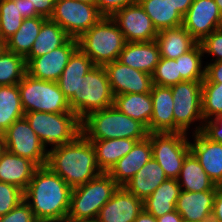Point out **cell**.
I'll return each mask as SVG.
<instances>
[{
	"label": "cell",
	"instance_id": "6da1fadb",
	"mask_svg": "<svg viewBox=\"0 0 222 222\" xmlns=\"http://www.w3.org/2000/svg\"><path fill=\"white\" fill-rule=\"evenodd\" d=\"M71 191L72 188L45 165L35 169L23 199L38 222H60L67 218Z\"/></svg>",
	"mask_w": 222,
	"mask_h": 222
},
{
	"label": "cell",
	"instance_id": "7a4b0ae2",
	"mask_svg": "<svg viewBox=\"0 0 222 222\" xmlns=\"http://www.w3.org/2000/svg\"><path fill=\"white\" fill-rule=\"evenodd\" d=\"M46 165L71 188L85 184L103 173L97 164L91 141L82 133L70 143L49 149Z\"/></svg>",
	"mask_w": 222,
	"mask_h": 222
},
{
	"label": "cell",
	"instance_id": "3957f363",
	"mask_svg": "<svg viewBox=\"0 0 222 222\" xmlns=\"http://www.w3.org/2000/svg\"><path fill=\"white\" fill-rule=\"evenodd\" d=\"M81 133L88 140L128 138L142 141L148 137L147 128L120 112L114 105L88 114L81 120Z\"/></svg>",
	"mask_w": 222,
	"mask_h": 222
},
{
	"label": "cell",
	"instance_id": "277c9868",
	"mask_svg": "<svg viewBox=\"0 0 222 222\" xmlns=\"http://www.w3.org/2000/svg\"><path fill=\"white\" fill-rule=\"evenodd\" d=\"M78 47L89 56L96 66L118 60L126 40L116 22L104 16L78 39Z\"/></svg>",
	"mask_w": 222,
	"mask_h": 222
},
{
	"label": "cell",
	"instance_id": "5b68a950",
	"mask_svg": "<svg viewBox=\"0 0 222 222\" xmlns=\"http://www.w3.org/2000/svg\"><path fill=\"white\" fill-rule=\"evenodd\" d=\"M118 187L114 179L103 172L87 183L72 188L67 218L96 221L101 207Z\"/></svg>",
	"mask_w": 222,
	"mask_h": 222
},
{
	"label": "cell",
	"instance_id": "8992f818",
	"mask_svg": "<svg viewBox=\"0 0 222 222\" xmlns=\"http://www.w3.org/2000/svg\"><path fill=\"white\" fill-rule=\"evenodd\" d=\"M68 102L72 112L80 120L91 112L113 106L114 95L104 67L95 65L82 76L78 84V94H74Z\"/></svg>",
	"mask_w": 222,
	"mask_h": 222
},
{
	"label": "cell",
	"instance_id": "52a82bcc",
	"mask_svg": "<svg viewBox=\"0 0 222 222\" xmlns=\"http://www.w3.org/2000/svg\"><path fill=\"white\" fill-rule=\"evenodd\" d=\"M21 105L26 112H72L68 99L57 82L40 80L25 74L18 83Z\"/></svg>",
	"mask_w": 222,
	"mask_h": 222
},
{
	"label": "cell",
	"instance_id": "ba28073f",
	"mask_svg": "<svg viewBox=\"0 0 222 222\" xmlns=\"http://www.w3.org/2000/svg\"><path fill=\"white\" fill-rule=\"evenodd\" d=\"M24 117L45 147L72 142L81 133V120L74 112H26Z\"/></svg>",
	"mask_w": 222,
	"mask_h": 222
},
{
	"label": "cell",
	"instance_id": "9c48e42d",
	"mask_svg": "<svg viewBox=\"0 0 222 222\" xmlns=\"http://www.w3.org/2000/svg\"><path fill=\"white\" fill-rule=\"evenodd\" d=\"M152 158L164 170L167 178L177 179L185 157L191 152L186 133H149Z\"/></svg>",
	"mask_w": 222,
	"mask_h": 222
},
{
	"label": "cell",
	"instance_id": "30bf717a",
	"mask_svg": "<svg viewBox=\"0 0 222 222\" xmlns=\"http://www.w3.org/2000/svg\"><path fill=\"white\" fill-rule=\"evenodd\" d=\"M103 17L96 5L77 0H56L50 19L58 23L71 38L78 39Z\"/></svg>",
	"mask_w": 222,
	"mask_h": 222
},
{
	"label": "cell",
	"instance_id": "8fae6325",
	"mask_svg": "<svg viewBox=\"0 0 222 222\" xmlns=\"http://www.w3.org/2000/svg\"><path fill=\"white\" fill-rule=\"evenodd\" d=\"M173 95L174 132L186 133L190 124L203 120L202 81H183L170 86Z\"/></svg>",
	"mask_w": 222,
	"mask_h": 222
},
{
	"label": "cell",
	"instance_id": "7c38bea8",
	"mask_svg": "<svg viewBox=\"0 0 222 222\" xmlns=\"http://www.w3.org/2000/svg\"><path fill=\"white\" fill-rule=\"evenodd\" d=\"M1 138L5 149L10 153L29 159L37 167L46 165L48 150L25 117L17 119L1 135Z\"/></svg>",
	"mask_w": 222,
	"mask_h": 222
},
{
	"label": "cell",
	"instance_id": "4fadbf2b",
	"mask_svg": "<svg viewBox=\"0 0 222 222\" xmlns=\"http://www.w3.org/2000/svg\"><path fill=\"white\" fill-rule=\"evenodd\" d=\"M111 18L124 34L126 42L154 41L158 31L143 7L136 2L116 11Z\"/></svg>",
	"mask_w": 222,
	"mask_h": 222
},
{
	"label": "cell",
	"instance_id": "5bb4252c",
	"mask_svg": "<svg viewBox=\"0 0 222 222\" xmlns=\"http://www.w3.org/2000/svg\"><path fill=\"white\" fill-rule=\"evenodd\" d=\"M78 48V40L70 38L63 46L40 57L25 58L27 74L31 77L57 82L69 58Z\"/></svg>",
	"mask_w": 222,
	"mask_h": 222
},
{
	"label": "cell",
	"instance_id": "9a60e30c",
	"mask_svg": "<svg viewBox=\"0 0 222 222\" xmlns=\"http://www.w3.org/2000/svg\"><path fill=\"white\" fill-rule=\"evenodd\" d=\"M182 26L200 43L222 27V13L214 0H194L183 17Z\"/></svg>",
	"mask_w": 222,
	"mask_h": 222
},
{
	"label": "cell",
	"instance_id": "2e32d148",
	"mask_svg": "<svg viewBox=\"0 0 222 222\" xmlns=\"http://www.w3.org/2000/svg\"><path fill=\"white\" fill-rule=\"evenodd\" d=\"M103 67L107 73L114 96L127 93L151 92L153 81L150 74L131 68L118 60L107 63Z\"/></svg>",
	"mask_w": 222,
	"mask_h": 222
},
{
	"label": "cell",
	"instance_id": "e0dca14e",
	"mask_svg": "<svg viewBox=\"0 0 222 222\" xmlns=\"http://www.w3.org/2000/svg\"><path fill=\"white\" fill-rule=\"evenodd\" d=\"M143 210V201L124 187H118L101 207L96 222H134Z\"/></svg>",
	"mask_w": 222,
	"mask_h": 222
},
{
	"label": "cell",
	"instance_id": "ac0fdd59",
	"mask_svg": "<svg viewBox=\"0 0 222 222\" xmlns=\"http://www.w3.org/2000/svg\"><path fill=\"white\" fill-rule=\"evenodd\" d=\"M216 190L188 192L181 190L176 211L186 222H211Z\"/></svg>",
	"mask_w": 222,
	"mask_h": 222
},
{
	"label": "cell",
	"instance_id": "d6986e66",
	"mask_svg": "<svg viewBox=\"0 0 222 222\" xmlns=\"http://www.w3.org/2000/svg\"><path fill=\"white\" fill-rule=\"evenodd\" d=\"M190 151L216 186H222V143L211 141L202 132L193 133Z\"/></svg>",
	"mask_w": 222,
	"mask_h": 222
},
{
	"label": "cell",
	"instance_id": "ffe728a7",
	"mask_svg": "<svg viewBox=\"0 0 222 222\" xmlns=\"http://www.w3.org/2000/svg\"><path fill=\"white\" fill-rule=\"evenodd\" d=\"M151 158L152 148L147 137L138 141L124 157L118 160L108 174L119 187H123Z\"/></svg>",
	"mask_w": 222,
	"mask_h": 222
},
{
	"label": "cell",
	"instance_id": "44dd1931",
	"mask_svg": "<svg viewBox=\"0 0 222 222\" xmlns=\"http://www.w3.org/2000/svg\"><path fill=\"white\" fill-rule=\"evenodd\" d=\"M150 96L152 99V117L148 126V132H174V101L171 87L153 84Z\"/></svg>",
	"mask_w": 222,
	"mask_h": 222
},
{
	"label": "cell",
	"instance_id": "7402d4cb",
	"mask_svg": "<svg viewBox=\"0 0 222 222\" xmlns=\"http://www.w3.org/2000/svg\"><path fill=\"white\" fill-rule=\"evenodd\" d=\"M160 59V52L157 42H126L119 54L118 61L131 68L141 70L150 75Z\"/></svg>",
	"mask_w": 222,
	"mask_h": 222
},
{
	"label": "cell",
	"instance_id": "603a6c76",
	"mask_svg": "<svg viewBox=\"0 0 222 222\" xmlns=\"http://www.w3.org/2000/svg\"><path fill=\"white\" fill-rule=\"evenodd\" d=\"M36 168L37 166L29 159L5 149L0 157V181L14 185L24 192Z\"/></svg>",
	"mask_w": 222,
	"mask_h": 222
},
{
	"label": "cell",
	"instance_id": "cb8c5ba5",
	"mask_svg": "<svg viewBox=\"0 0 222 222\" xmlns=\"http://www.w3.org/2000/svg\"><path fill=\"white\" fill-rule=\"evenodd\" d=\"M167 176L158 162L151 158L123 187L144 201L157 189Z\"/></svg>",
	"mask_w": 222,
	"mask_h": 222
},
{
	"label": "cell",
	"instance_id": "d4e9b609",
	"mask_svg": "<svg viewBox=\"0 0 222 222\" xmlns=\"http://www.w3.org/2000/svg\"><path fill=\"white\" fill-rule=\"evenodd\" d=\"M181 187L178 180L167 178L155 191L143 201V210L155 218L176 210Z\"/></svg>",
	"mask_w": 222,
	"mask_h": 222
},
{
	"label": "cell",
	"instance_id": "484cf974",
	"mask_svg": "<svg viewBox=\"0 0 222 222\" xmlns=\"http://www.w3.org/2000/svg\"><path fill=\"white\" fill-rule=\"evenodd\" d=\"M155 41L160 57L167 59H177L198 43L183 26L159 31Z\"/></svg>",
	"mask_w": 222,
	"mask_h": 222
},
{
	"label": "cell",
	"instance_id": "4316f807",
	"mask_svg": "<svg viewBox=\"0 0 222 222\" xmlns=\"http://www.w3.org/2000/svg\"><path fill=\"white\" fill-rule=\"evenodd\" d=\"M95 65L92 60L79 47L73 52L69 61L57 81L60 90L69 100L74 94H78V84L82 76H85Z\"/></svg>",
	"mask_w": 222,
	"mask_h": 222
},
{
	"label": "cell",
	"instance_id": "83f0119b",
	"mask_svg": "<svg viewBox=\"0 0 222 222\" xmlns=\"http://www.w3.org/2000/svg\"><path fill=\"white\" fill-rule=\"evenodd\" d=\"M90 141L95 149L99 169L105 173H108L118 160L124 157L138 142V140L128 138Z\"/></svg>",
	"mask_w": 222,
	"mask_h": 222
},
{
	"label": "cell",
	"instance_id": "f1b7e54d",
	"mask_svg": "<svg viewBox=\"0 0 222 222\" xmlns=\"http://www.w3.org/2000/svg\"><path fill=\"white\" fill-rule=\"evenodd\" d=\"M177 180L183 191L202 192L207 190H217V186L204 171L198 159L192 152L185 157Z\"/></svg>",
	"mask_w": 222,
	"mask_h": 222
},
{
	"label": "cell",
	"instance_id": "f546056e",
	"mask_svg": "<svg viewBox=\"0 0 222 222\" xmlns=\"http://www.w3.org/2000/svg\"><path fill=\"white\" fill-rule=\"evenodd\" d=\"M113 105L120 112L142 123L148 130L152 117V99L150 93L115 95Z\"/></svg>",
	"mask_w": 222,
	"mask_h": 222
},
{
	"label": "cell",
	"instance_id": "4dcf8cb0",
	"mask_svg": "<svg viewBox=\"0 0 222 222\" xmlns=\"http://www.w3.org/2000/svg\"><path fill=\"white\" fill-rule=\"evenodd\" d=\"M71 37L55 21L47 18L34 41L30 53L25 58L40 57L63 46Z\"/></svg>",
	"mask_w": 222,
	"mask_h": 222
},
{
	"label": "cell",
	"instance_id": "1f68e13d",
	"mask_svg": "<svg viewBox=\"0 0 222 222\" xmlns=\"http://www.w3.org/2000/svg\"><path fill=\"white\" fill-rule=\"evenodd\" d=\"M46 19L42 16L24 18L17 32L4 42V47L25 58L30 53L32 45Z\"/></svg>",
	"mask_w": 222,
	"mask_h": 222
},
{
	"label": "cell",
	"instance_id": "d6a6232c",
	"mask_svg": "<svg viewBox=\"0 0 222 222\" xmlns=\"http://www.w3.org/2000/svg\"><path fill=\"white\" fill-rule=\"evenodd\" d=\"M159 32L163 29L182 26L183 16L166 0H138Z\"/></svg>",
	"mask_w": 222,
	"mask_h": 222
},
{
	"label": "cell",
	"instance_id": "836d02e7",
	"mask_svg": "<svg viewBox=\"0 0 222 222\" xmlns=\"http://www.w3.org/2000/svg\"><path fill=\"white\" fill-rule=\"evenodd\" d=\"M20 91L17 85L0 86V136L17 119L24 117Z\"/></svg>",
	"mask_w": 222,
	"mask_h": 222
},
{
	"label": "cell",
	"instance_id": "e575fe53",
	"mask_svg": "<svg viewBox=\"0 0 222 222\" xmlns=\"http://www.w3.org/2000/svg\"><path fill=\"white\" fill-rule=\"evenodd\" d=\"M26 73L25 58L3 47L0 51V86L17 85Z\"/></svg>",
	"mask_w": 222,
	"mask_h": 222
},
{
	"label": "cell",
	"instance_id": "d590c367",
	"mask_svg": "<svg viewBox=\"0 0 222 222\" xmlns=\"http://www.w3.org/2000/svg\"><path fill=\"white\" fill-rule=\"evenodd\" d=\"M204 55L200 43L176 59L181 78L184 81H203L205 79V66H202ZM203 67V69H201Z\"/></svg>",
	"mask_w": 222,
	"mask_h": 222
},
{
	"label": "cell",
	"instance_id": "8d00e7d4",
	"mask_svg": "<svg viewBox=\"0 0 222 222\" xmlns=\"http://www.w3.org/2000/svg\"><path fill=\"white\" fill-rule=\"evenodd\" d=\"M23 20L19 0H0V37L3 42L17 32Z\"/></svg>",
	"mask_w": 222,
	"mask_h": 222
},
{
	"label": "cell",
	"instance_id": "74e56055",
	"mask_svg": "<svg viewBox=\"0 0 222 222\" xmlns=\"http://www.w3.org/2000/svg\"><path fill=\"white\" fill-rule=\"evenodd\" d=\"M202 116L204 121L222 114V83H202Z\"/></svg>",
	"mask_w": 222,
	"mask_h": 222
},
{
	"label": "cell",
	"instance_id": "f35d334b",
	"mask_svg": "<svg viewBox=\"0 0 222 222\" xmlns=\"http://www.w3.org/2000/svg\"><path fill=\"white\" fill-rule=\"evenodd\" d=\"M151 76L153 84L158 86L170 87L184 81L181 78L176 59H167L164 57H160Z\"/></svg>",
	"mask_w": 222,
	"mask_h": 222
},
{
	"label": "cell",
	"instance_id": "ab89813d",
	"mask_svg": "<svg viewBox=\"0 0 222 222\" xmlns=\"http://www.w3.org/2000/svg\"><path fill=\"white\" fill-rule=\"evenodd\" d=\"M24 192L11 184L0 181V217L14 209L23 199Z\"/></svg>",
	"mask_w": 222,
	"mask_h": 222
},
{
	"label": "cell",
	"instance_id": "60d3db41",
	"mask_svg": "<svg viewBox=\"0 0 222 222\" xmlns=\"http://www.w3.org/2000/svg\"><path fill=\"white\" fill-rule=\"evenodd\" d=\"M200 45L203 53L216 56V59H212V61L215 60L213 62L222 61V27L205 37L200 42Z\"/></svg>",
	"mask_w": 222,
	"mask_h": 222
},
{
	"label": "cell",
	"instance_id": "b9f144b4",
	"mask_svg": "<svg viewBox=\"0 0 222 222\" xmlns=\"http://www.w3.org/2000/svg\"><path fill=\"white\" fill-rule=\"evenodd\" d=\"M0 222H38L30 206L22 200L14 209L0 217Z\"/></svg>",
	"mask_w": 222,
	"mask_h": 222
},
{
	"label": "cell",
	"instance_id": "7bdbcfd3",
	"mask_svg": "<svg viewBox=\"0 0 222 222\" xmlns=\"http://www.w3.org/2000/svg\"><path fill=\"white\" fill-rule=\"evenodd\" d=\"M202 132L211 141L222 143V114L213 119L204 121L196 127L195 133Z\"/></svg>",
	"mask_w": 222,
	"mask_h": 222
},
{
	"label": "cell",
	"instance_id": "ee69618b",
	"mask_svg": "<svg viewBox=\"0 0 222 222\" xmlns=\"http://www.w3.org/2000/svg\"><path fill=\"white\" fill-rule=\"evenodd\" d=\"M136 2L138 0H96V6L104 16L111 17L116 11Z\"/></svg>",
	"mask_w": 222,
	"mask_h": 222
},
{
	"label": "cell",
	"instance_id": "f6af8a7d",
	"mask_svg": "<svg viewBox=\"0 0 222 222\" xmlns=\"http://www.w3.org/2000/svg\"><path fill=\"white\" fill-rule=\"evenodd\" d=\"M206 65L205 79L202 83H222V61L211 62Z\"/></svg>",
	"mask_w": 222,
	"mask_h": 222
},
{
	"label": "cell",
	"instance_id": "bcb514c9",
	"mask_svg": "<svg viewBox=\"0 0 222 222\" xmlns=\"http://www.w3.org/2000/svg\"><path fill=\"white\" fill-rule=\"evenodd\" d=\"M31 5V9H35L36 12L45 18H50L56 0H28Z\"/></svg>",
	"mask_w": 222,
	"mask_h": 222
},
{
	"label": "cell",
	"instance_id": "7dc6e473",
	"mask_svg": "<svg viewBox=\"0 0 222 222\" xmlns=\"http://www.w3.org/2000/svg\"><path fill=\"white\" fill-rule=\"evenodd\" d=\"M211 222H222V186H217Z\"/></svg>",
	"mask_w": 222,
	"mask_h": 222
},
{
	"label": "cell",
	"instance_id": "c3c4849f",
	"mask_svg": "<svg viewBox=\"0 0 222 222\" xmlns=\"http://www.w3.org/2000/svg\"><path fill=\"white\" fill-rule=\"evenodd\" d=\"M174 10L179 11V13L184 17L188 9L190 8L194 0H166Z\"/></svg>",
	"mask_w": 222,
	"mask_h": 222
},
{
	"label": "cell",
	"instance_id": "681fc988",
	"mask_svg": "<svg viewBox=\"0 0 222 222\" xmlns=\"http://www.w3.org/2000/svg\"><path fill=\"white\" fill-rule=\"evenodd\" d=\"M20 13L24 18H33L40 16L35 9H31V5L28 0H19Z\"/></svg>",
	"mask_w": 222,
	"mask_h": 222
},
{
	"label": "cell",
	"instance_id": "f907efd6",
	"mask_svg": "<svg viewBox=\"0 0 222 222\" xmlns=\"http://www.w3.org/2000/svg\"><path fill=\"white\" fill-rule=\"evenodd\" d=\"M157 222H183L181 215L175 210L157 218Z\"/></svg>",
	"mask_w": 222,
	"mask_h": 222
},
{
	"label": "cell",
	"instance_id": "816d5d0a",
	"mask_svg": "<svg viewBox=\"0 0 222 222\" xmlns=\"http://www.w3.org/2000/svg\"><path fill=\"white\" fill-rule=\"evenodd\" d=\"M134 222H157V218L142 210V212L137 216V219Z\"/></svg>",
	"mask_w": 222,
	"mask_h": 222
},
{
	"label": "cell",
	"instance_id": "f5cc1de1",
	"mask_svg": "<svg viewBox=\"0 0 222 222\" xmlns=\"http://www.w3.org/2000/svg\"><path fill=\"white\" fill-rule=\"evenodd\" d=\"M64 222H96V221L73 220V219L66 218V219L64 220Z\"/></svg>",
	"mask_w": 222,
	"mask_h": 222
},
{
	"label": "cell",
	"instance_id": "db71d44e",
	"mask_svg": "<svg viewBox=\"0 0 222 222\" xmlns=\"http://www.w3.org/2000/svg\"><path fill=\"white\" fill-rule=\"evenodd\" d=\"M4 150H5V146H4L3 140L0 136V157H1V154L4 152Z\"/></svg>",
	"mask_w": 222,
	"mask_h": 222
},
{
	"label": "cell",
	"instance_id": "11a10c76",
	"mask_svg": "<svg viewBox=\"0 0 222 222\" xmlns=\"http://www.w3.org/2000/svg\"><path fill=\"white\" fill-rule=\"evenodd\" d=\"M77 1L87 3V4L96 5V0H77Z\"/></svg>",
	"mask_w": 222,
	"mask_h": 222
},
{
	"label": "cell",
	"instance_id": "9f6ffc18",
	"mask_svg": "<svg viewBox=\"0 0 222 222\" xmlns=\"http://www.w3.org/2000/svg\"><path fill=\"white\" fill-rule=\"evenodd\" d=\"M220 10V12L222 13V0H214Z\"/></svg>",
	"mask_w": 222,
	"mask_h": 222
},
{
	"label": "cell",
	"instance_id": "6f0895ef",
	"mask_svg": "<svg viewBox=\"0 0 222 222\" xmlns=\"http://www.w3.org/2000/svg\"><path fill=\"white\" fill-rule=\"evenodd\" d=\"M3 47H4V42L0 41V51L3 49Z\"/></svg>",
	"mask_w": 222,
	"mask_h": 222
}]
</instances>
